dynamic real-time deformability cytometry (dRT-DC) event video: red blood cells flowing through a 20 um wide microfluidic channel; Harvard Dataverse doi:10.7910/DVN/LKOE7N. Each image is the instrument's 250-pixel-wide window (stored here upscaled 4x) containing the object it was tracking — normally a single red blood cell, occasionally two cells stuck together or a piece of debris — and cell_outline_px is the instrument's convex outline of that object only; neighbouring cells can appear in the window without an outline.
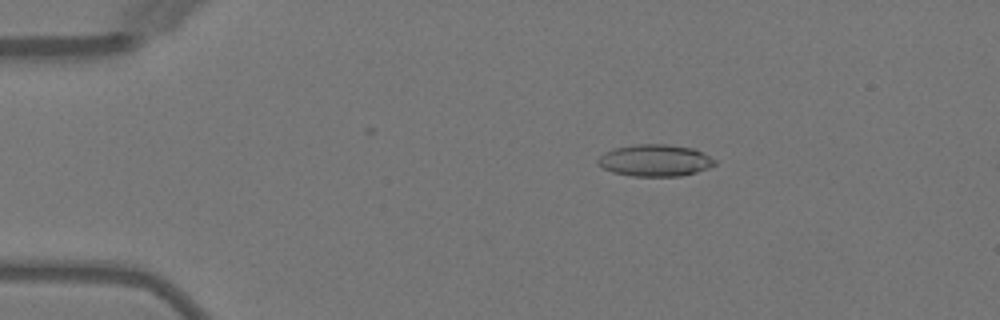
{"species": "Egyptian fruit bat (a non-hibernating species)", "species_latin": "Rousettus aegyptiacus", "temperature_condition": "warm", "stored_images_in_passage": 7, "camera_frame_rate_fps": 3000, "um_per_image_px": 0.085, "animal": {"sex": "female"}, "frame": {"image": 1, "passage_image": 3, "time_ms": 2.333, "image_size_px": [1000, 320], "cell_outline_px": [[716, 164], [708, 168], [696, 172], [680, 176], [632, 176], [612, 172], [596, 164], [596, 160], [604, 152], [612, 148], [636, 144], [668, 144], [692, 148], [716, 160]], "centroid_in_image_um": [55.63, 13.63], "position_along_channel_um": 29.4, "area_um2": 21.73}}
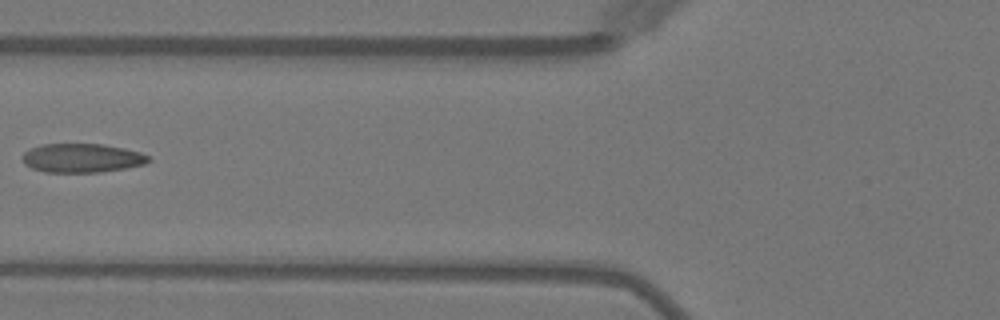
{"frame": {"image": 2, "passage_image": 6, "time_ms": 6.0, "image_size_px": [1000, 320], "cell_outline_px": [[152, 160], [144, 164], [124, 168], [100, 172], [44, 172], [32, 168], [24, 164], [24, 152], [32, 148], [44, 144], [104, 144], [124, 148], [140, 152], [148, 156]], "centroid_in_image_um": [6.99, 13.43], "position_along_channel_um": 118.8, "area_um2": 21.1}}
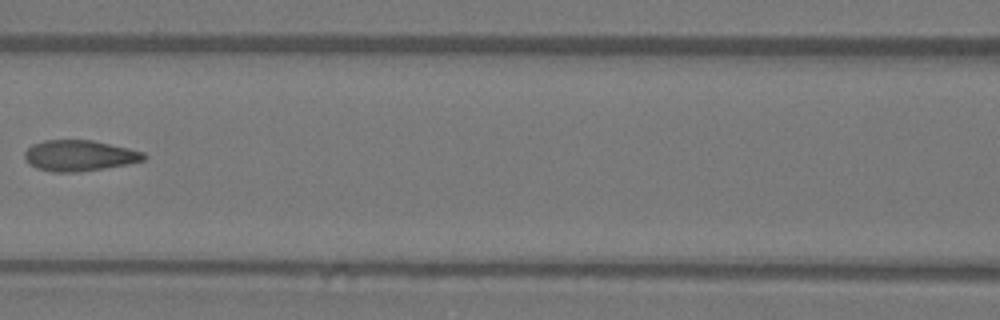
{"frame": {"image": 3, "passage_image": 7, "time_ms": 7.0, "image_size_px": [1000, 320], "cell_outline_px": [[148, 156], [144, 160], [128, 164], [104, 168], [76, 172], [52, 172], [36, 168], [24, 156], [24, 152], [32, 144], [44, 140], [92, 140], [128, 148], [144, 152]], "centroid_in_image_um": [6.76, 13.22], "position_along_channel_um": 159.8, "area_um2": 21.33}}